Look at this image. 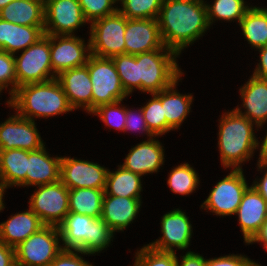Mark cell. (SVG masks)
<instances>
[{
  "instance_id": "1",
  "label": "cell",
  "mask_w": 267,
  "mask_h": 266,
  "mask_svg": "<svg viewBox=\"0 0 267 266\" xmlns=\"http://www.w3.org/2000/svg\"><path fill=\"white\" fill-rule=\"evenodd\" d=\"M204 0H163L157 17L164 46L178 55L210 27Z\"/></svg>"
},
{
  "instance_id": "2",
  "label": "cell",
  "mask_w": 267,
  "mask_h": 266,
  "mask_svg": "<svg viewBox=\"0 0 267 266\" xmlns=\"http://www.w3.org/2000/svg\"><path fill=\"white\" fill-rule=\"evenodd\" d=\"M17 114L34 121V118H48L73 111L58 80L20 86L7 101Z\"/></svg>"
},
{
  "instance_id": "3",
  "label": "cell",
  "mask_w": 267,
  "mask_h": 266,
  "mask_svg": "<svg viewBox=\"0 0 267 266\" xmlns=\"http://www.w3.org/2000/svg\"><path fill=\"white\" fill-rule=\"evenodd\" d=\"M218 132L220 158L224 168L241 169L244 161L250 160L254 149L259 148L253 125L245 116L234 109L223 113Z\"/></svg>"
},
{
  "instance_id": "4",
  "label": "cell",
  "mask_w": 267,
  "mask_h": 266,
  "mask_svg": "<svg viewBox=\"0 0 267 266\" xmlns=\"http://www.w3.org/2000/svg\"><path fill=\"white\" fill-rule=\"evenodd\" d=\"M58 229L63 249L78 250L84 255L107 248L114 234L103 219L73 212L66 215Z\"/></svg>"
},
{
  "instance_id": "5",
  "label": "cell",
  "mask_w": 267,
  "mask_h": 266,
  "mask_svg": "<svg viewBox=\"0 0 267 266\" xmlns=\"http://www.w3.org/2000/svg\"><path fill=\"white\" fill-rule=\"evenodd\" d=\"M176 57L178 54L171 49L137 54L138 89L152 95L180 80L183 73L178 68Z\"/></svg>"
},
{
  "instance_id": "6",
  "label": "cell",
  "mask_w": 267,
  "mask_h": 266,
  "mask_svg": "<svg viewBox=\"0 0 267 266\" xmlns=\"http://www.w3.org/2000/svg\"><path fill=\"white\" fill-rule=\"evenodd\" d=\"M86 65L92 83V111L101 105L123 101L128 96L112 58L91 54Z\"/></svg>"
},
{
  "instance_id": "7",
  "label": "cell",
  "mask_w": 267,
  "mask_h": 266,
  "mask_svg": "<svg viewBox=\"0 0 267 266\" xmlns=\"http://www.w3.org/2000/svg\"><path fill=\"white\" fill-rule=\"evenodd\" d=\"M58 226L44 225L15 248L16 266H48L63 250Z\"/></svg>"
},
{
  "instance_id": "8",
  "label": "cell",
  "mask_w": 267,
  "mask_h": 266,
  "mask_svg": "<svg viewBox=\"0 0 267 266\" xmlns=\"http://www.w3.org/2000/svg\"><path fill=\"white\" fill-rule=\"evenodd\" d=\"M14 59L17 88L26 84L42 83L56 78L51 66L50 35L48 34H45L26 50H22L19 57L14 55Z\"/></svg>"
},
{
  "instance_id": "9",
  "label": "cell",
  "mask_w": 267,
  "mask_h": 266,
  "mask_svg": "<svg viewBox=\"0 0 267 266\" xmlns=\"http://www.w3.org/2000/svg\"><path fill=\"white\" fill-rule=\"evenodd\" d=\"M126 24L127 18L119 11L93 21L89 39L91 54L103 58L125 54Z\"/></svg>"
},
{
  "instance_id": "10",
  "label": "cell",
  "mask_w": 267,
  "mask_h": 266,
  "mask_svg": "<svg viewBox=\"0 0 267 266\" xmlns=\"http://www.w3.org/2000/svg\"><path fill=\"white\" fill-rule=\"evenodd\" d=\"M29 204L44 225L58 226L69 213V189L60 180L39 185Z\"/></svg>"
},
{
  "instance_id": "11",
  "label": "cell",
  "mask_w": 267,
  "mask_h": 266,
  "mask_svg": "<svg viewBox=\"0 0 267 266\" xmlns=\"http://www.w3.org/2000/svg\"><path fill=\"white\" fill-rule=\"evenodd\" d=\"M248 187L242 168L233 169L214 186L201 208L219 216L234 215Z\"/></svg>"
},
{
  "instance_id": "12",
  "label": "cell",
  "mask_w": 267,
  "mask_h": 266,
  "mask_svg": "<svg viewBox=\"0 0 267 266\" xmlns=\"http://www.w3.org/2000/svg\"><path fill=\"white\" fill-rule=\"evenodd\" d=\"M44 32L48 35H73L88 23L78 0H44Z\"/></svg>"
},
{
  "instance_id": "13",
  "label": "cell",
  "mask_w": 267,
  "mask_h": 266,
  "mask_svg": "<svg viewBox=\"0 0 267 266\" xmlns=\"http://www.w3.org/2000/svg\"><path fill=\"white\" fill-rule=\"evenodd\" d=\"M90 55V41L86 45L83 39L74 34L50 35V58L55 76L63 71L87 64Z\"/></svg>"
},
{
  "instance_id": "14",
  "label": "cell",
  "mask_w": 267,
  "mask_h": 266,
  "mask_svg": "<svg viewBox=\"0 0 267 266\" xmlns=\"http://www.w3.org/2000/svg\"><path fill=\"white\" fill-rule=\"evenodd\" d=\"M108 169L85 160L61 157L60 181L69 189L105 190Z\"/></svg>"
},
{
  "instance_id": "15",
  "label": "cell",
  "mask_w": 267,
  "mask_h": 266,
  "mask_svg": "<svg viewBox=\"0 0 267 266\" xmlns=\"http://www.w3.org/2000/svg\"><path fill=\"white\" fill-rule=\"evenodd\" d=\"M44 145L35 121L16 113L0 124V150L36 151Z\"/></svg>"
},
{
  "instance_id": "16",
  "label": "cell",
  "mask_w": 267,
  "mask_h": 266,
  "mask_svg": "<svg viewBox=\"0 0 267 266\" xmlns=\"http://www.w3.org/2000/svg\"><path fill=\"white\" fill-rule=\"evenodd\" d=\"M161 232L163 233L161 238L147 245L156 251L175 253L173 247L180 250L187 249L193 231L189 217L178 208L163 215Z\"/></svg>"
},
{
  "instance_id": "17",
  "label": "cell",
  "mask_w": 267,
  "mask_h": 266,
  "mask_svg": "<svg viewBox=\"0 0 267 266\" xmlns=\"http://www.w3.org/2000/svg\"><path fill=\"white\" fill-rule=\"evenodd\" d=\"M125 54L137 55L164 46L157 19H128L124 33Z\"/></svg>"
},
{
  "instance_id": "18",
  "label": "cell",
  "mask_w": 267,
  "mask_h": 266,
  "mask_svg": "<svg viewBox=\"0 0 267 266\" xmlns=\"http://www.w3.org/2000/svg\"><path fill=\"white\" fill-rule=\"evenodd\" d=\"M56 79L74 110L82 107L88 113L92 112V83L86 64L63 71Z\"/></svg>"
},
{
  "instance_id": "19",
  "label": "cell",
  "mask_w": 267,
  "mask_h": 266,
  "mask_svg": "<svg viewBox=\"0 0 267 266\" xmlns=\"http://www.w3.org/2000/svg\"><path fill=\"white\" fill-rule=\"evenodd\" d=\"M236 215L244 242L248 244L267 219V201L250 186L242 196Z\"/></svg>"
},
{
  "instance_id": "20",
  "label": "cell",
  "mask_w": 267,
  "mask_h": 266,
  "mask_svg": "<svg viewBox=\"0 0 267 266\" xmlns=\"http://www.w3.org/2000/svg\"><path fill=\"white\" fill-rule=\"evenodd\" d=\"M240 95L246 111L242 112L238 106L234 110L251 122L255 121L257 128L263 127V124L267 122V79L252 75L249 81L240 88Z\"/></svg>"
},
{
  "instance_id": "21",
  "label": "cell",
  "mask_w": 267,
  "mask_h": 266,
  "mask_svg": "<svg viewBox=\"0 0 267 266\" xmlns=\"http://www.w3.org/2000/svg\"><path fill=\"white\" fill-rule=\"evenodd\" d=\"M141 203V198L104 195L100 218L106 222L113 233L123 231L136 218Z\"/></svg>"
},
{
  "instance_id": "22",
  "label": "cell",
  "mask_w": 267,
  "mask_h": 266,
  "mask_svg": "<svg viewBox=\"0 0 267 266\" xmlns=\"http://www.w3.org/2000/svg\"><path fill=\"white\" fill-rule=\"evenodd\" d=\"M164 155L160 142L151 138L131 148L121 166L140 176L158 172L164 163Z\"/></svg>"
},
{
  "instance_id": "23",
  "label": "cell",
  "mask_w": 267,
  "mask_h": 266,
  "mask_svg": "<svg viewBox=\"0 0 267 266\" xmlns=\"http://www.w3.org/2000/svg\"><path fill=\"white\" fill-rule=\"evenodd\" d=\"M61 157H50L45 146L36 151H28L26 186H39L60 180Z\"/></svg>"
},
{
  "instance_id": "24",
  "label": "cell",
  "mask_w": 267,
  "mask_h": 266,
  "mask_svg": "<svg viewBox=\"0 0 267 266\" xmlns=\"http://www.w3.org/2000/svg\"><path fill=\"white\" fill-rule=\"evenodd\" d=\"M43 226L37 214L29 208L25 212L11 215L0 224V242L15 249Z\"/></svg>"
},
{
  "instance_id": "25",
  "label": "cell",
  "mask_w": 267,
  "mask_h": 266,
  "mask_svg": "<svg viewBox=\"0 0 267 266\" xmlns=\"http://www.w3.org/2000/svg\"><path fill=\"white\" fill-rule=\"evenodd\" d=\"M45 35L44 26H23L0 19V50L15 55Z\"/></svg>"
},
{
  "instance_id": "26",
  "label": "cell",
  "mask_w": 267,
  "mask_h": 266,
  "mask_svg": "<svg viewBox=\"0 0 267 266\" xmlns=\"http://www.w3.org/2000/svg\"><path fill=\"white\" fill-rule=\"evenodd\" d=\"M0 19L23 26H44V0H13L0 10Z\"/></svg>"
},
{
  "instance_id": "27",
  "label": "cell",
  "mask_w": 267,
  "mask_h": 266,
  "mask_svg": "<svg viewBox=\"0 0 267 266\" xmlns=\"http://www.w3.org/2000/svg\"><path fill=\"white\" fill-rule=\"evenodd\" d=\"M177 83L178 80L170 87L155 94L162 102L167 121V132L178 129L190 113V106L193 101V95H182L175 90Z\"/></svg>"
},
{
  "instance_id": "28",
  "label": "cell",
  "mask_w": 267,
  "mask_h": 266,
  "mask_svg": "<svg viewBox=\"0 0 267 266\" xmlns=\"http://www.w3.org/2000/svg\"><path fill=\"white\" fill-rule=\"evenodd\" d=\"M28 151L22 149L0 150V180L5 189L26 186Z\"/></svg>"
},
{
  "instance_id": "29",
  "label": "cell",
  "mask_w": 267,
  "mask_h": 266,
  "mask_svg": "<svg viewBox=\"0 0 267 266\" xmlns=\"http://www.w3.org/2000/svg\"><path fill=\"white\" fill-rule=\"evenodd\" d=\"M141 176L119 166L117 171L108 169L104 195L141 198Z\"/></svg>"
},
{
  "instance_id": "30",
  "label": "cell",
  "mask_w": 267,
  "mask_h": 266,
  "mask_svg": "<svg viewBox=\"0 0 267 266\" xmlns=\"http://www.w3.org/2000/svg\"><path fill=\"white\" fill-rule=\"evenodd\" d=\"M239 25L248 44L256 49L267 46V8L250 7Z\"/></svg>"
},
{
  "instance_id": "31",
  "label": "cell",
  "mask_w": 267,
  "mask_h": 266,
  "mask_svg": "<svg viewBox=\"0 0 267 266\" xmlns=\"http://www.w3.org/2000/svg\"><path fill=\"white\" fill-rule=\"evenodd\" d=\"M104 190L78 188L69 190V212L100 218Z\"/></svg>"
},
{
  "instance_id": "32",
  "label": "cell",
  "mask_w": 267,
  "mask_h": 266,
  "mask_svg": "<svg viewBox=\"0 0 267 266\" xmlns=\"http://www.w3.org/2000/svg\"><path fill=\"white\" fill-rule=\"evenodd\" d=\"M205 5L209 25L215 19L226 21L238 20L239 23L250 8L248 5H245L244 0H215L213 5Z\"/></svg>"
},
{
  "instance_id": "33",
  "label": "cell",
  "mask_w": 267,
  "mask_h": 266,
  "mask_svg": "<svg viewBox=\"0 0 267 266\" xmlns=\"http://www.w3.org/2000/svg\"><path fill=\"white\" fill-rule=\"evenodd\" d=\"M199 181L196 171L188 163H183L172 169L167 183L172 192L188 195L195 191Z\"/></svg>"
},
{
  "instance_id": "34",
  "label": "cell",
  "mask_w": 267,
  "mask_h": 266,
  "mask_svg": "<svg viewBox=\"0 0 267 266\" xmlns=\"http://www.w3.org/2000/svg\"><path fill=\"white\" fill-rule=\"evenodd\" d=\"M118 11L128 19H157L163 0H118Z\"/></svg>"
},
{
  "instance_id": "35",
  "label": "cell",
  "mask_w": 267,
  "mask_h": 266,
  "mask_svg": "<svg viewBox=\"0 0 267 266\" xmlns=\"http://www.w3.org/2000/svg\"><path fill=\"white\" fill-rule=\"evenodd\" d=\"M118 72L122 87L129 95L138 89L137 80V55L121 54L112 57Z\"/></svg>"
},
{
  "instance_id": "36",
  "label": "cell",
  "mask_w": 267,
  "mask_h": 266,
  "mask_svg": "<svg viewBox=\"0 0 267 266\" xmlns=\"http://www.w3.org/2000/svg\"><path fill=\"white\" fill-rule=\"evenodd\" d=\"M152 96L153 98L142 107V111L149 130L158 137L167 133V121L161 100L155 94Z\"/></svg>"
},
{
  "instance_id": "37",
  "label": "cell",
  "mask_w": 267,
  "mask_h": 266,
  "mask_svg": "<svg viewBox=\"0 0 267 266\" xmlns=\"http://www.w3.org/2000/svg\"><path fill=\"white\" fill-rule=\"evenodd\" d=\"M176 253L160 252L148 245L137 251L134 266H177Z\"/></svg>"
},
{
  "instance_id": "38",
  "label": "cell",
  "mask_w": 267,
  "mask_h": 266,
  "mask_svg": "<svg viewBox=\"0 0 267 266\" xmlns=\"http://www.w3.org/2000/svg\"><path fill=\"white\" fill-rule=\"evenodd\" d=\"M122 101H117L110 104H105L97 107L91 113L98 115L100 119L109 127H114L116 130L124 131L126 119V107L120 108Z\"/></svg>"
},
{
  "instance_id": "39",
  "label": "cell",
  "mask_w": 267,
  "mask_h": 266,
  "mask_svg": "<svg viewBox=\"0 0 267 266\" xmlns=\"http://www.w3.org/2000/svg\"><path fill=\"white\" fill-rule=\"evenodd\" d=\"M118 0H78L85 19L90 23L112 15L118 11V7L114 8L112 5Z\"/></svg>"
},
{
  "instance_id": "40",
  "label": "cell",
  "mask_w": 267,
  "mask_h": 266,
  "mask_svg": "<svg viewBox=\"0 0 267 266\" xmlns=\"http://www.w3.org/2000/svg\"><path fill=\"white\" fill-rule=\"evenodd\" d=\"M11 85L12 96L17 89L16 67L14 55L0 50V91Z\"/></svg>"
},
{
  "instance_id": "41",
  "label": "cell",
  "mask_w": 267,
  "mask_h": 266,
  "mask_svg": "<svg viewBox=\"0 0 267 266\" xmlns=\"http://www.w3.org/2000/svg\"><path fill=\"white\" fill-rule=\"evenodd\" d=\"M127 130L131 131H145V134H148L149 139L156 136L149 130L147 123L145 122V118L143 116L142 107L137 111H132L130 109H126V119H125V129L124 132Z\"/></svg>"
},
{
  "instance_id": "42",
  "label": "cell",
  "mask_w": 267,
  "mask_h": 266,
  "mask_svg": "<svg viewBox=\"0 0 267 266\" xmlns=\"http://www.w3.org/2000/svg\"><path fill=\"white\" fill-rule=\"evenodd\" d=\"M78 250L63 249L48 266H93L85 261Z\"/></svg>"
},
{
  "instance_id": "43",
  "label": "cell",
  "mask_w": 267,
  "mask_h": 266,
  "mask_svg": "<svg viewBox=\"0 0 267 266\" xmlns=\"http://www.w3.org/2000/svg\"><path fill=\"white\" fill-rule=\"evenodd\" d=\"M207 266H260L245 255H226L207 259Z\"/></svg>"
},
{
  "instance_id": "44",
  "label": "cell",
  "mask_w": 267,
  "mask_h": 266,
  "mask_svg": "<svg viewBox=\"0 0 267 266\" xmlns=\"http://www.w3.org/2000/svg\"><path fill=\"white\" fill-rule=\"evenodd\" d=\"M257 165L261 170L266 169L265 175L259 181H254L251 186L267 201V159L259 158Z\"/></svg>"
},
{
  "instance_id": "45",
  "label": "cell",
  "mask_w": 267,
  "mask_h": 266,
  "mask_svg": "<svg viewBox=\"0 0 267 266\" xmlns=\"http://www.w3.org/2000/svg\"><path fill=\"white\" fill-rule=\"evenodd\" d=\"M0 266H16L15 249L0 242Z\"/></svg>"
},
{
  "instance_id": "46",
  "label": "cell",
  "mask_w": 267,
  "mask_h": 266,
  "mask_svg": "<svg viewBox=\"0 0 267 266\" xmlns=\"http://www.w3.org/2000/svg\"><path fill=\"white\" fill-rule=\"evenodd\" d=\"M181 257V264H179V260L177 259V266H207V259H204V257L198 253L189 251Z\"/></svg>"
},
{
  "instance_id": "47",
  "label": "cell",
  "mask_w": 267,
  "mask_h": 266,
  "mask_svg": "<svg viewBox=\"0 0 267 266\" xmlns=\"http://www.w3.org/2000/svg\"><path fill=\"white\" fill-rule=\"evenodd\" d=\"M260 52V63L254 69L253 76L267 79V46L259 48Z\"/></svg>"
},
{
  "instance_id": "48",
  "label": "cell",
  "mask_w": 267,
  "mask_h": 266,
  "mask_svg": "<svg viewBox=\"0 0 267 266\" xmlns=\"http://www.w3.org/2000/svg\"><path fill=\"white\" fill-rule=\"evenodd\" d=\"M255 242H260L261 244L263 243V246L267 251V219L260 228L259 232L254 236V238L248 244H252Z\"/></svg>"
},
{
  "instance_id": "49",
  "label": "cell",
  "mask_w": 267,
  "mask_h": 266,
  "mask_svg": "<svg viewBox=\"0 0 267 266\" xmlns=\"http://www.w3.org/2000/svg\"><path fill=\"white\" fill-rule=\"evenodd\" d=\"M262 145L260 146V157L261 159H267V133L262 141Z\"/></svg>"
},
{
  "instance_id": "50",
  "label": "cell",
  "mask_w": 267,
  "mask_h": 266,
  "mask_svg": "<svg viewBox=\"0 0 267 266\" xmlns=\"http://www.w3.org/2000/svg\"><path fill=\"white\" fill-rule=\"evenodd\" d=\"M4 192H5V187L2 181L0 180V211L3 210V208H5L3 203Z\"/></svg>"
},
{
  "instance_id": "51",
  "label": "cell",
  "mask_w": 267,
  "mask_h": 266,
  "mask_svg": "<svg viewBox=\"0 0 267 266\" xmlns=\"http://www.w3.org/2000/svg\"><path fill=\"white\" fill-rule=\"evenodd\" d=\"M13 0H0V10Z\"/></svg>"
}]
</instances>
